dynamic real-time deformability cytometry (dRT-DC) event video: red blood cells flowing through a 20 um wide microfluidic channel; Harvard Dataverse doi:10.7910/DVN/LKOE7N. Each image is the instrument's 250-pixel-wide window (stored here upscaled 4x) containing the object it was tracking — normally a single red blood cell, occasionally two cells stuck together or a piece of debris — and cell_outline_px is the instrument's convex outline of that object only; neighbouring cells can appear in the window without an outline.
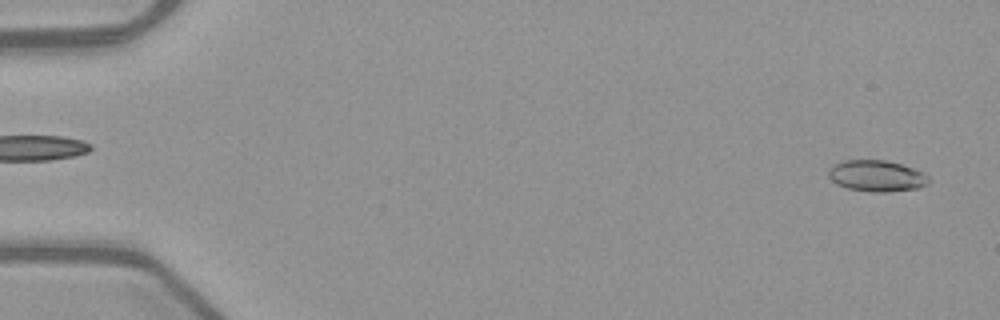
{"species": "common noctule bat (a hibernating species)", "species_latin": "Nyctalus noctula", "temperature_condition": "warm", "stored_images_in_passage": 52, "camera_frame_rate_fps": 3000, "um_per_image_px": 0.085, "animal": {"sex": "female", "body_mass_g": 21.9}, "frame": {"image": 1, "passage_image": 2, "time_ms": 0.333, "image_size_px": [1000, 320], "cell_outline_px": [[928, 184], [916, 188], [884, 192], [868, 192], [848, 188], [836, 184], [828, 176], [828, 168], [832, 164], [840, 160], [888, 160], [924, 172], [928, 176]], "centroid_in_image_um": [74.46, 14.94], "position_along_channel_um": 10.5, "area_um2": 18.38}}
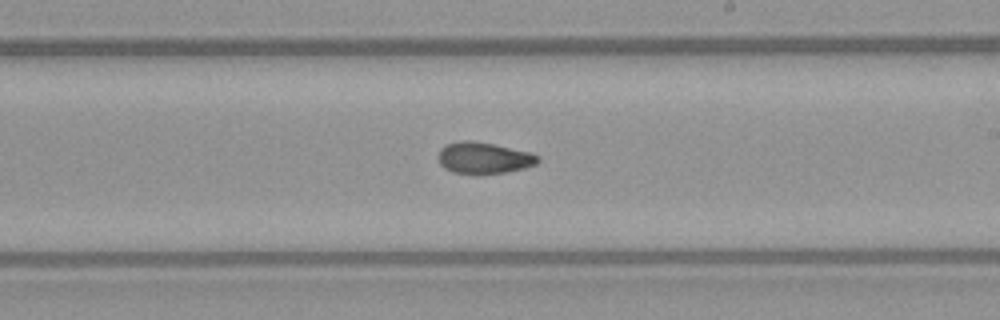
{"frame": {"image": 2, "passage_image": 31, "time_ms": 10.0, "image_size_px": [1000, 320], "cell_outline_px": [[540, 160], [536, 164], [524, 168], [504, 172], [452, 172], [444, 168], [440, 164], [436, 156], [440, 148], [448, 144], [464, 140], [468, 140], [492, 144], [532, 152], [540, 156]], "centroid_in_image_um": [41.12, 13.4], "position_along_channel_um": 247.9, "area_um2": 17.92}}
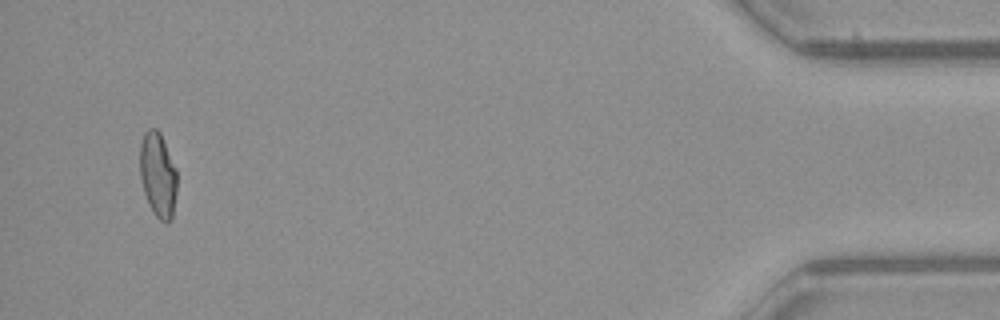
{"frame": {"image": 3, "passage_image": 50, "time_ms": 16.333, "image_size_px": [1000, 320], "cell_outline_px": [[176, 192], [172, 220], [168, 224], [160, 220], [156, 216], [148, 204], [144, 192], [140, 176], [140, 144], [144, 132], [148, 128], [156, 128], [160, 132], [176, 168]], "centroid_in_image_um": [13.42, 14.86], "position_along_channel_um": 421.8, "area_um2": 18.44}, "authors_computed_cell_mechanics": {"area_um2": 18.2359, "velocity_mm_per_s": 3.9956, "shape_relaxation_time_tau1_ms": 7.9865, "shape_relaxation_time_tau2_ms": 3.2067, "deformation_change_tau1": 0.2199, "deformation_change_tau2": 0.0711}}